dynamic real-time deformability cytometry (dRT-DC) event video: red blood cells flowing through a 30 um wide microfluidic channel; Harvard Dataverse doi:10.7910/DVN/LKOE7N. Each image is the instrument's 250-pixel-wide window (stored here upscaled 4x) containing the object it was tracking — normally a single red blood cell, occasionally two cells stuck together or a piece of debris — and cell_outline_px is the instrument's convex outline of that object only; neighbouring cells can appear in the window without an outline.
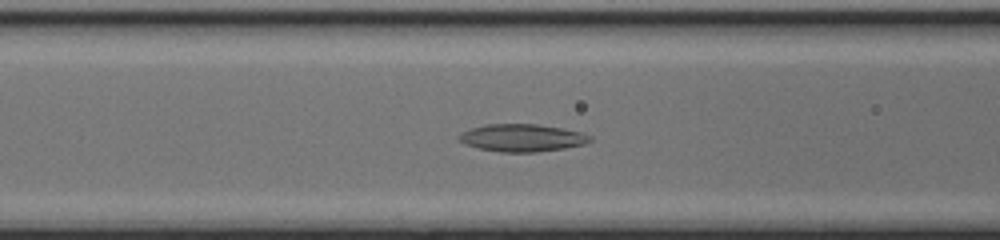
{"species": "common noctule bat (a hibernating species)", "species_latin": "Nyctalus noctula", "temperature_condition": "cold", "stored_images_in_passage": 44, "camera_frame_rate_fps": 3000, "um_per_image_px": 0.085, "animal": {"sex": "female", "body_mass_g": 17.0, "forearm_length_mm": 48.0}, "frame": {"image": 1, "passage_image": 13, "time_ms": 4.0, "image_size_px": [1000, 240], "cell_outline_px": [[592, 140], [584, 144], [564, 148], [536, 152], [500, 152], [480, 148], [464, 144], [456, 140], [456, 136], [472, 128], [484, 124], [536, 124], [564, 128], [580, 132], [592, 136]], "centroid_in_image_um": [44.36, 11.71], "position_along_channel_um": 122.2, "area_um2": 21.04}}
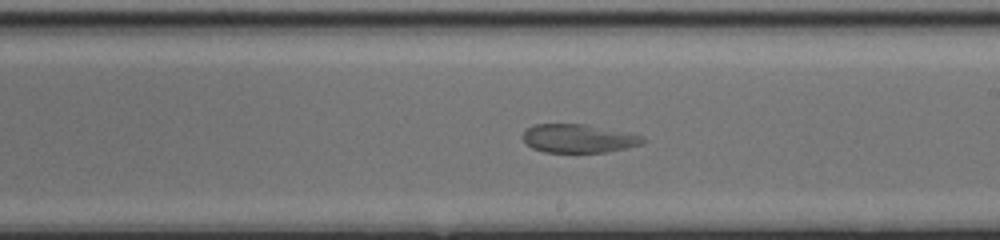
{"frame": {"image": 2, "passage_image": 22, "time_ms": 7.0, "image_size_px": [1000, 240], "cell_outline_px": [[644, 140], [640, 144], [624, 148], [604, 152], [544, 152], [532, 148], [524, 140], [524, 132], [528, 128], [536, 124], [584, 124], [640, 136]], "centroid_in_image_um": [49.09, 11.77], "position_along_channel_um": 239.9, "area_um2": 19.25}}
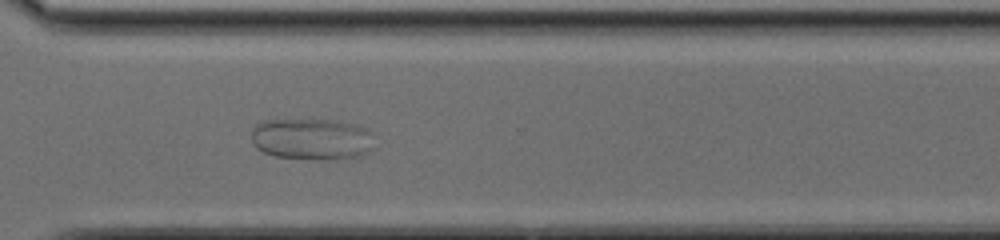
{"frame": {"image": 3, "passage_image": 30, "time_ms": 9.667, "image_size_px": [1000, 240], "cell_outline_px": [[376, 148], [372, 152], [356, 156], [328, 160], [320, 160], [272, 156], [256, 148], [252, 140], [252, 128], [256, 124], [264, 120], [332, 120], [356, 124], [368, 128], [372, 132]], "centroid_in_image_um": [26.57, 11.83], "position_along_channel_um": 344.0, "area_um2": 30.35}}